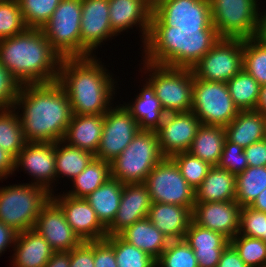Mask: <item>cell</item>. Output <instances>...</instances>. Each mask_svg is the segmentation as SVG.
Here are the masks:
<instances>
[{
    "instance_id": "cell-29",
    "label": "cell",
    "mask_w": 266,
    "mask_h": 267,
    "mask_svg": "<svg viewBox=\"0 0 266 267\" xmlns=\"http://www.w3.org/2000/svg\"><path fill=\"white\" fill-rule=\"evenodd\" d=\"M236 176L218 166H212L195 190V202L233 201L236 197Z\"/></svg>"
},
{
    "instance_id": "cell-46",
    "label": "cell",
    "mask_w": 266,
    "mask_h": 267,
    "mask_svg": "<svg viewBox=\"0 0 266 267\" xmlns=\"http://www.w3.org/2000/svg\"><path fill=\"white\" fill-rule=\"evenodd\" d=\"M217 166L227 170L235 176L242 173L248 167L244 149L226 139Z\"/></svg>"
},
{
    "instance_id": "cell-45",
    "label": "cell",
    "mask_w": 266,
    "mask_h": 267,
    "mask_svg": "<svg viewBox=\"0 0 266 267\" xmlns=\"http://www.w3.org/2000/svg\"><path fill=\"white\" fill-rule=\"evenodd\" d=\"M241 235L261 239L265 242L266 235V213L255 210L250 206H243L240 212Z\"/></svg>"
},
{
    "instance_id": "cell-19",
    "label": "cell",
    "mask_w": 266,
    "mask_h": 267,
    "mask_svg": "<svg viewBox=\"0 0 266 267\" xmlns=\"http://www.w3.org/2000/svg\"><path fill=\"white\" fill-rule=\"evenodd\" d=\"M241 208L235 200L195 202L192 221L231 240L239 233Z\"/></svg>"
},
{
    "instance_id": "cell-55",
    "label": "cell",
    "mask_w": 266,
    "mask_h": 267,
    "mask_svg": "<svg viewBox=\"0 0 266 267\" xmlns=\"http://www.w3.org/2000/svg\"><path fill=\"white\" fill-rule=\"evenodd\" d=\"M255 38L259 40L262 44L266 45V10L265 12H260L258 29Z\"/></svg>"
},
{
    "instance_id": "cell-42",
    "label": "cell",
    "mask_w": 266,
    "mask_h": 267,
    "mask_svg": "<svg viewBox=\"0 0 266 267\" xmlns=\"http://www.w3.org/2000/svg\"><path fill=\"white\" fill-rule=\"evenodd\" d=\"M230 244L248 267L266 266V242L237 234Z\"/></svg>"
},
{
    "instance_id": "cell-1",
    "label": "cell",
    "mask_w": 266,
    "mask_h": 267,
    "mask_svg": "<svg viewBox=\"0 0 266 267\" xmlns=\"http://www.w3.org/2000/svg\"><path fill=\"white\" fill-rule=\"evenodd\" d=\"M13 109L19 114L27 142L63 140L73 116L68 95L58 82L20 86Z\"/></svg>"
},
{
    "instance_id": "cell-12",
    "label": "cell",
    "mask_w": 266,
    "mask_h": 267,
    "mask_svg": "<svg viewBox=\"0 0 266 267\" xmlns=\"http://www.w3.org/2000/svg\"><path fill=\"white\" fill-rule=\"evenodd\" d=\"M243 69V39L221 38L193 67L194 78L227 82Z\"/></svg>"
},
{
    "instance_id": "cell-21",
    "label": "cell",
    "mask_w": 266,
    "mask_h": 267,
    "mask_svg": "<svg viewBox=\"0 0 266 267\" xmlns=\"http://www.w3.org/2000/svg\"><path fill=\"white\" fill-rule=\"evenodd\" d=\"M151 203L144 183L124 184L120 206L113 222L107 227V235H119L138 220L148 217Z\"/></svg>"
},
{
    "instance_id": "cell-16",
    "label": "cell",
    "mask_w": 266,
    "mask_h": 267,
    "mask_svg": "<svg viewBox=\"0 0 266 267\" xmlns=\"http://www.w3.org/2000/svg\"><path fill=\"white\" fill-rule=\"evenodd\" d=\"M108 0H82L81 57L95 55L93 50L107 38L117 36L110 26Z\"/></svg>"
},
{
    "instance_id": "cell-50",
    "label": "cell",
    "mask_w": 266,
    "mask_h": 267,
    "mask_svg": "<svg viewBox=\"0 0 266 267\" xmlns=\"http://www.w3.org/2000/svg\"><path fill=\"white\" fill-rule=\"evenodd\" d=\"M248 166L262 167L266 166V140L255 142L244 148Z\"/></svg>"
},
{
    "instance_id": "cell-7",
    "label": "cell",
    "mask_w": 266,
    "mask_h": 267,
    "mask_svg": "<svg viewBox=\"0 0 266 267\" xmlns=\"http://www.w3.org/2000/svg\"><path fill=\"white\" fill-rule=\"evenodd\" d=\"M147 81L155 90L166 114L189 112L192 108L193 72L187 68H175L143 62ZM153 72V73H152Z\"/></svg>"
},
{
    "instance_id": "cell-36",
    "label": "cell",
    "mask_w": 266,
    "mask_h": 267,
    "mask_svg": "<svg viewBox=\"0 0 266 267\" xmlns=\"http://www.w3.org/2000/svg\"><path fill=\"white\" fill-rule=\"evenodd\" d=\"M233 103L239 110H255L261 85L245 70H241L226 82Z\"/></svg>"
},
{
    "instance_id": "cell-11",
    "label": "cell",
    "mask_w": 266,
    "mask_h": 267,
    "mask_svg": "<svg viewBox=\"0 0 266 267\" xmlns=\"http://www.w3.org/2000/svg\"><path fill=\"white\" fill-rule=\"evenodd\" d=\"M144 184L151 202L176 204L193 210L195 190L184 179L171 157H164L147 175Z\"/></svg>"
},
{
    "instance_id": "cell-52",
    "label": "cell",
    "mask_w": 266,
    "mask_h": 267,
    "mask_svg": "<svg viewBox=\"0 0 266 267\" xmlns=\"http://www.w3.org/2000/svg\"><path fill=\"white\" fill-rule=\"evenodd\" d=\"M18 232L4 222L0 221V256L7 247L15 245Z\"/></svg>"
},
{
    "instance_id": "cell-44",
    "label": "cell",
    "mask_w": 266,
    "mask_h": 267,
    "mask_svg": "<svg viewBox=\"0 0 266 267\" xmlns=\"http://www.w3.org/2000/svg\"><path fill=\"white\" fill-rule=\"evenodd\" d=\"M26 29L18 0L0 1V40L23 33Z\"/></svg>"
},
{
    "instance_id": "cell-13",
    "label": "cell",
    "mask_w": 266,
    "mask_h": 267,
    "mask_svg": "<svg viewBox=\"0 0 266 267\" xmlns=\"http://www.w3.org/2000/svg\"><path fill=\"white\" fill-rule=\"evenodd\" d=\"M150 27L216 29L209 0H163L153 8Z\"/></svg>"
},
{
    "instance_id": "cell-40",
    "label": "cell",
    "mask_w": 266,
    "mask_h": 267,
    "mask_svg": "<svg viewBox=\"0 0 266 267\" xmlns=\"http://www.w3.org/2000/svg\"><path fill=\"white\" fill-rule=\"evenodd\" d=\"M27 28L42 29L61 0H18Z\"/></svg>"
},
{
    "instance_id": "cell-43",
    "label": "cell",
    "mask_w": 266,
    "mask_h": 267,
    "mask_svg": "<svg viewBox=\"0 0 266 267\" xmlns=\"http://www.w3.org/2000/svg\"><path fill=\"white\" fill-rule=\"evenodd\" d=\"M171 158L178 166L184 179L194 190L201 185L212 167L208 162L190 154L188 151L175 154Z\"/></svg>"
},
{
    "instance_id": "cell-25",
    "label": "cell",
    "mask_w": 266,
    "mask_h": 267,
    "mask_svg": "<svg viewBox=\"0 0 266 267\" xmlns=\"http://www.w3.org/2000/svg\"><path fill=\"white\" fill-rule=\"evenodd\" d=\"M12 248L13 267H44L55 252L33 228L18 233Z\"/></svg>"
},
{
    "instance_id": "cell-57",
    "label": "cell",
    "mask_w": 266,
    "mask_h": 267,
    "mask_svg": "<svg viewBox=\"0 0 266 267\" xmlns=\"http://www.w3.org/2000/svg\"><path fill=\"white\" fill-rule=\"evenodd\" d=\"M256 110L262 112L266 116V84L261 86Z\"/></svg>"
},
{
    "instance_id": "cell-9",
    "label": "cell",
    "mask_w": 266,
    "mask_h": 267,
    "mask_svg": "<svg viewBox=\"0 0 266 267\" xmlns=\"http://www.w3.org/2000/svg\"><path fill=\"white\" fill-rule=\"evenodd\" d=\"M191 111L200 123L227 126L238 114L225 82L206 81L194 78Z\"/></svg>"
},
{
    "instance_id": "cell-54",
    "label": "cell",
    "mask_w": 266,
    "mask_h": 267,
    "mask_svg": "<svg viewBox=\"0 0 266 267\" xmlns=\"http://www.w3.org/2000/svg\"><path fill=\"white\" fill-rule=\"evenodd\" d=\"M44 267H70V251L54 252Z\"/></svg>"
},
{
    "instance_id": "cell-27",
    "label": "cell",
    "mask_w": 266,
    "mask_h": 267,
    "mask_svg": "<svg viewBox=\"0 0 266 267\" xmlns=\"http://www.w3.org/2000/svg\"><path fill=\"white\" fill-rule=\"evenodd\" d=\"M103 123L104 114L73 115L63 141L95 155L100 144Z\"/></svg>"
},
{
    "instance_id": "cell-58",
    "label": "cell",
    "mask_w": 266,
    "mask_h": 267,
    "mask_svg": "<svg viewBox=\"0 0 266 267\" xmlns=\"http://www.w3.org/2000/svg\"><path fill=\"white\" fill-rule=\"evenodd\" d=\"M163 0H146V2L152 7L154 8L156 5H158L160 2H162Z\"/></svg>"
},
{
    "instance_id": "cell-5",
    "label": "cell",
    "mask_w": 266,
    "mask_h": 267,
    "mask_svg": "<svg viewBox=\"0 0 266 267\" xmlns=\"http://www.w3.org/2000/svg\"><path fill=\"white\" fill-rule=\"evenodd\" d=\"M164 158L156 131L139 130L123 152L111 161V178L123 184L145 183L147 175Z\"/></svg>"
},
{
    "instance_id": "cell-4",
    "label": "cell",
    "mask_w": 266,
    "mask_h": 267,
    "mask_svg": "<svg viewBox=\"0 0 266 267\" xmlns=\"http://www.w3.org/2000/svg\"><path fill=\"white\" fill-rule=\"evenodd\" d=\"M220 39L216 29L150 27L143 61L192 69Z\"/></svg>"
},
{
    "instance_id": "cell-34",
    "label": "cell",
    "mask_w": 266,
    "mask_h": 267,
    "mask_svg": "<svg viewBox=\"0 0 266 267\" xmlns=\"http://www.w3.org/2000/svg\"><path fill=\"white\" fill-rule=\"evenodd\" d=\"M111 178V163L94 158L90 164L72 180L73 189L65 194L74 198H85Z\"/></svg>"
},
{
    "instance_id": "cell-32",
    "label": "cell",
    "mask_w": 266,
    "mask_h": 267,
    "mask_svg": "<svg viewBox=\"0 0 266 267\" xmlns=\"http://www.w3.org/2000/svg\"><path fill=\"white\" fill-rule=\"evenodd\" d=\"M225 140L224 127L201 124L188 152L208 162L211 166H217Z\"/></svg>"
},
{
    "instance_id": "cell-2",
    "label": "cell",
    "mask_w": 266,
    "mask_h": 267,
    "mask_svg": "<svg viewBox=\"0 0 266 267\" xmlns=\"http://www.w3.org/2000/svg\"><path fill=\"white\" fill-rule=\"evenodd\" d=\"M103 66L94 55L63 58L57 81L68 95L73 115H101L112 107L115 79Z\"/></svg>"
},
{
    "instance_id": "cell-10",
    "label": "cell",
    "mask_w": 266,
    "mask_h": 267,
    "mask_svg": "<svg viewBox=\"0 0 266 267\" xmlns=\"http://www.w3.org/2000/svg\"><path fill=\"white\" fill-rule=\"evenodd\" d=\"M82 0H61L42 31L62 58L81 57Z\"/></svg>"
},
{
    "instance_id": "cell-24",
    "label": "cell",
    "mask_w": 266,
    "mask_h": 267,
    "mask_svg": "<svg viewBox=\"0 0 266 267\" xmlns=\"http://www.w3.org/2000/svg\"><path fill=\"white\" fill-rule=\"evenodd\" d=\"M149 220L170 241L184 239L192 221V210L176 204L152 202Z\"/></svg>"
},
{
    "instance_id": "cell-38",
    "label": "cell",
    "mask_w": 266,
    "mask_h": 267,
    "mask_svg": "<svg viewBox=\"0 0 266 267\" xmlns=\"http://www.w3.org/2000/svg\"><path fill=\"white\" fill-rule=\"evenodd\" d=\"M105 240L114 248L118 267H156L154 258L119 235L107 236Z\"/></svg>"
},
{
    "instance_id": "cell-8",
    "label": "cell",
    "mask_w": 266,
    "mask_h": 267,
    "mask_svg": "<svg viewBox=\"0 0 266 267\" xmlns=\"http://www.w3.org/2000/svg\"><path fill=\"white\" fill-rule=\"evenodd\" d=\"M259 0H209L212 24L221 38H255ZM259 11V13H258Z\"/></svg>"
},
{
    "instance_id": "cell-14",
    "label": "cell",
    "mask_w": 266,
    "mask_h": 267,
    "mask_svg": "<svg viewBox=\"0 0 266 267\" xmlns=\"http://www.w3.org/2000/svg\"><path fill=\"white\" fill-rule=\"evenodd\" d=\"M120 105L111 107L104 114L103 132L95 158L113 161L140 130L131 112L123 104Z\"/></svg>"
},
{
    "instance_id": "cell-26",
    "label": "cell",
    "mask_w": 266,
    "mask_h": 267,
    "mask_svg": "<svg viewBox=\"0 0 266 267\" xmlns=\"http://www.w3.org/2000/svg\"><path fill=\"white\" fill-rule=\"evenodd\" d=\"M226 139L243 149L265 139L266 116L258 110H239L224 127Z\"/></svg>"
},
{
    "instance_id": "cell-53",
    "label": "cell",
    "mask_w": 266,
    "mask_h": 267,
    "mask_svg": "<svg viewBox=\"0 0 266 267\" xmlns=\"http://www.w3.org/2000/svg\"><path fill=\"white\" fill-rule=\"evenodd\" d=\"M15 171V158L0 148V180L6 179ZM8 175V176H7Z\"/></svg>"
},
{
    "instance_id": "cell-28",
    "label": "cell",
    "mask_w": 266,
    "mask_h": 267,
    "mask_svg": "<svg viewBox=\"0 0 266 267\" xmlns=\"http://www.w3.org/2000/svg\"><path fill=\"white\" fill-rule=\"evenodd\" d=\"M119 236L143 250L157 260L169 243V239L158 230L148 217L143 218L123 230Z\"/></svg>"
},
{
    "instance_id": "cell-20",
    "label": "cell",
    "mask_w": 266,
    "mask_h": 267,
    "mask_svg": "<svg viewBox=\"0 0 266 267\" xmlns=\"http://www.w3.org/2000/svg\"><path fill=\"white\" fill-rule=\"evenodd\" d=\"M33 229L43 236L55 252L71 251L82 242L67 223L61 207L52 198L43 206Z\"/></svg>"
},
{
    "instance_id": "cell-49",
    "label": "cell",
    "mask_w": 266,
    "mask_h": 267,
    "mask_svg": "<svg viewBox=\"0 0 266 267\" xmlns=\"http://www.w3.org/2000/svg\"><path fill=\"white\" fill-rule=\"evenodd\" d=\"M94 267H118L114 248L105 240H94Z\"/></svg>"
},
{
    "instance_id": "cell-17",
    "label": "cell",
    "mask_w": 266,
    "mask_h": 267,
    "mask_svg": "<svg viewBox=\"0 0 266 267\" xmlns=\"http://www.w3.org/2000/svg\"><path fill=\"white\" fill-rule=\"evenodd\" d=\"M23 170L34 177L31 184L39 185L55 193L51 183L56 179L55 142H27L15 158V170ZM37 182H36V181ZM53 190V191H52Z\"/></svg>"
},
{
    "instance_id": "cell-39",
    "label": "cell",
    "mask_w": 266,
    "mask_h": 267,
    "mask_svg": "<svg viewBox=\"0 0 266 267\" xmlns=\"http://www.w3.org/2000/svg\"><path fill=\"white\" fill-rule=\"evenodd\" d=\"M243 70L261 86L266 84V45L256 38L243 39Z\"/></svg>"
},
{
    "instance_id": "cell-47",
    "label": "cell",
    "mask_w": 266,
    "mask_h": 267,
    "mask_svg": "<svg viewBox=\"0 0 266 267\" xmlns=\"http://www.w3.org/2000/svg\"><path fill=\"white\" fill-rule=\"evenodd\" d=\"M20 84L0 63V110L14 108Z\"/></svg>"
},
{
    "instance_id": "cell-37",
    "label": "cell",
    "mask_w": 266,
    "mask_h": 267,
    "mask_svg": "<svg viewBox=\"0 0 266 267\" xmlns=\"http://www.w3.org/2000/svg\"><path fill=\"white\" fill-rule=\"evenodd\" d=\"M235 201L241 206H250L257 196L266 188V166H248L236 175Z\"/></svg>"
},
{
    "instance_id": "cell-35",
    "label": "cell",
    "mask_w": 266,
    "mask_h": 267,
    "mask_svg": "<svg viewBox=\"0 0 266 267\" xmlns=\"http://www.w3.org/2000/svg\"><path fill=\"white\" fill-rule=\"evenodd\" d=\"M18 114L13 108L0 110V148L14 158L27 144Z\"/></svg>"
},
{
    "instance_id": "cell-30",
    "label": "cell",
    "mask_w": 266,
    "mask_h": 267,
    "mask_svg": "<svg viewBox=\"0 0 266 267\" xmlns=\"http://www.w3.org/2000/svg\"><path fill=\"white\" fill-rule=\"evenodd\" d=\"M124 106L136 119L140 130L155 131L162 123L166 113L161 107L159 99L155 95V90L146 81L135 101L131 104L124 103Z\"/></svg>"
},
{
    "instance_id": "cell-18",
    "label": "cell",
    "mask_w": 266,
    "mask_h": 267,
    "mask_svg": "<svg viewBox=\"0 0 266 267\" xmlns=\"http://www.w3.org/2000/svg\"><path fill=\"white\" fill-rule=\"evenodd\" d=\"M51 198L61 207L65 219L82 241L105 239L107 228L100 222L95 211L85 198L63 194Z\"/></svg>"
},
{
    "instance_id": "cell-22",
    "label": "cell",
    "mask_w": 266,
    "mask_h": 267,
    "mask_svg": "<svg viewBox=\"0 0 266 267\" xmlns=\"http://www.w3.org/2000/svg\"><path fill=\"white\" fill-rule=\"evenodd\" d=\"M108 2L112 31L118 35L138 25L144 45L150 31L153 8L146 0H108Z\"/></svg>"
},
{
    "instance_id": "cell-41",
    "label": "cell",
    "mask_w": 266,
    "mask_h": 267,
    "mask_svg": "<svg viewBox=\"0 0 266 267\" xmlns=\"http://www.w3.org/2000/svg\"><path fill=\"white\" fill-rule=\"evenodd\" d=\"M156 267H198L194 251L184 239L169 241Z\"/></svg>"
},
{
    "instance_id": "cell-23",
    "label": "cell",
    "mask_w": 266,
    "mask_h": 267,
    "mask_svg": "<svg viewBox=\"0 0 266 267\" xmlns=\"http://www.w3.org/2000/svg\"><path fill=\"white\" fill-rule=\"evenodd\" d=\"M184 240L194 251L198 267H217L222 251L230 243L223 234L198 226L193 221Z\"/></svg>"
},
{
    "instance_id": "cell-48",
    "label": "cell",
    "mask_w": 266,
    "mask_h": 267,
    "mask_svg": "<svg viewBox=\"0 0 266 267\" xmlns=\"http://www.w3.org/2000/svg\"><path fill=\"white\" fill-rule=\"evenodd\" d=\"M70 267H94V241H82L70 251Z\"/></svg>"
},
{
    "instance_id": "cell-51",
    "label": "cell",
    "mask_w": 266,
    "mask_h": 267,
    "mask_svg": "<svg viewBox=\"0 0 266 267\" xmlns=\"http://www.w3.org/2000/svg\"><path fill=\"white\" fill-rule=\"evenodd\" d=\"M217 267H248L240 258L238 252L229 243L222 251Z\"/></svg>"
},
{
    "instance_id": "cell-56",
    "label": "cell",
    "mask_w": 266,
    "mask_h": 267,
    "mask_svg": "<svg viewBox=\"0 0 266 267\" xmlns=\"http://www.w3.org/2000/svg\"><path fill=\"white\" fill-rule=\"evenodd\" d=\"M250 207L266 213V188L257 196Z\"/></svg>"
},
{
    "instance_id": "cell-6",
    "label": "cell",
    "mask_w": 266,
    "mask_h": 267,
    "mask_svg": "<svg viewBox=\"0 0 266 267\" xmlns=\"http://www.w3.org/2000/svg\"><path fill=\"white\" fill-rule=\"evenodd\" d=\"M52 193L31 183L0 188V221L18 233L34 228L43 206Z\"/></svg>"
},
{
    "instance_id": "cell-33",
    "label": "cell",
    "mask_w": 266,
    "mask_h": 267,
    "mask_svg": "<svg viewBox=\"0 0 266 267\" xmlns=\"http://www.w3.org/2000/svg\"><path fill=\"white\" fill-rule=\"evenodd\" d=\"M94 158L91 152L70 146L63 140L55 142L56 178L65 176L73 180Z\"/></svg>"
},
{
    "instance_id": "cell-3",
    "label": "cell",
    "mask_w": 266,
    "mask_h": 267,
    "mask_svg": "<svg viewBox=\"0 0 266 267\" xmlns=\"http://www.w3.org/2000/svg\"><path fill=\"white\" fill-rule=\"evenodd\" d=\"M62 60L42 29L27 28L0 40V63L20 85L57 81Z\"/></svg>"
},
{
    "instance_id": "cell-15",
    "label": "cell",
    "mask_w": 266,
    "mask_h": 267,
    "mask_svg": "<svg viewBox=\"0 0 266 267\" xmlns=\"http://www.w3.org/2000/svg\"><path fill=\"white\" fill-rule=\"evenodd\" d=\"M201 123L192 112L169 113L155 130L164 157L187 152Z\"/></svg>"
},
{
    "instance_id": "cell-31",
    "label": "cell",
    "mask_w": 266,
    "mask_h": 267,
    "mask_svg": "<svg viewBox=\"0 0 266 267\" xmlns=\"http://www.w3.org/2000/svg\"><path fill=\"white\" fill-rule=\"evenodd\" d=\"M124 184L110 178L94 192L85 197L100 222L107 228L114 220L120 206Z\"/></svg>"
}]
</instances>
